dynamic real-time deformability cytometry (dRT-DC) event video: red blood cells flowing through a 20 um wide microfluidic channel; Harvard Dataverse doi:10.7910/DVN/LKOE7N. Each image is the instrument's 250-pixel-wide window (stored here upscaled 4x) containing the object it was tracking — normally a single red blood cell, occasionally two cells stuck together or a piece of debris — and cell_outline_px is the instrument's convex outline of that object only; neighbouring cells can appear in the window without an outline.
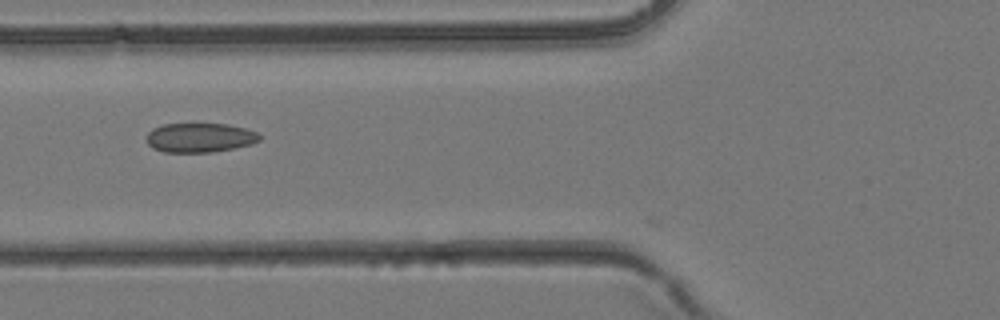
{"species": "common noctule bat (a hibernating species)", "species_latin": "Nyctalus noctula", "temperature_condition": "room temperature", "stored_images_in_passage": 5, "camera_frame_rate_fps": 3000, "um_per_image_px": 0.085, "animal": {"sex": "female", "body_mass_g": 24.6, "forearm_length_mm": 56.2}, "frame": {"image": 1, "passage_image": 3, "time_ms": 0.667, "image_size_px": [1000, 320], "cell_outline_px": [[260, 140], [248, 144], [232, 148], [212, 152], [164, 152], [152, 148], [148, 144], [148, 132], [152, 128], [164, 124], [224, 124], [244, 128], [256, 132], [260, 136]], "centroid_in_image_um": [16.94, 11.7], "position_along_channel_um": 108.9, "area_um2": 19.02}}